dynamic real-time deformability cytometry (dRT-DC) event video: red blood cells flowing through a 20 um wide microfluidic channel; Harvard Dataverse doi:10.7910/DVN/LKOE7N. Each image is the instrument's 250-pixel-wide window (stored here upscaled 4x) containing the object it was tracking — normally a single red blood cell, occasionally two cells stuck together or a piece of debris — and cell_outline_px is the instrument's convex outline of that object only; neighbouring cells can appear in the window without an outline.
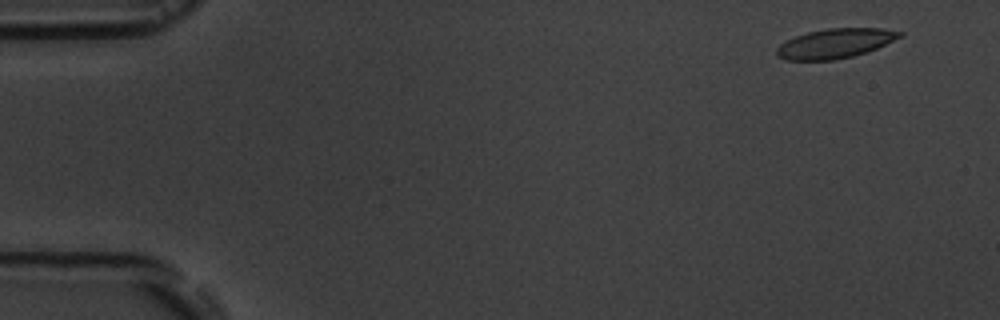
{"species": "common noctule bat (a hibernating species)", "species_latin": "Nyctalus noctula", "temperature_condition": "room temperature", "stored_images_in_passage": 4, "camera_frame_rate_fps": 3000, "um_per_image_px": 0.085, "animal": {"sex": "male", "body_mass_g": 19.5, "forearm_length_mm": 54.6}, "frame": {"image": 1, "passage_image": 1, "time_ms": 0.0, "image_size_px": [1000, 320], "cell_outline_px": [[904, 36], [876, 48], [852, 56], [832, 60], [784, 60], [776, 56], [776, 48], [780, 44], [796, 36], [808, 32], [828, 28], [880, 28], [904, 32]], "centroid_in_image_um": [70.98, 3.69], "position_along_channel_um": 14.0, "area_um2": 21.1}}